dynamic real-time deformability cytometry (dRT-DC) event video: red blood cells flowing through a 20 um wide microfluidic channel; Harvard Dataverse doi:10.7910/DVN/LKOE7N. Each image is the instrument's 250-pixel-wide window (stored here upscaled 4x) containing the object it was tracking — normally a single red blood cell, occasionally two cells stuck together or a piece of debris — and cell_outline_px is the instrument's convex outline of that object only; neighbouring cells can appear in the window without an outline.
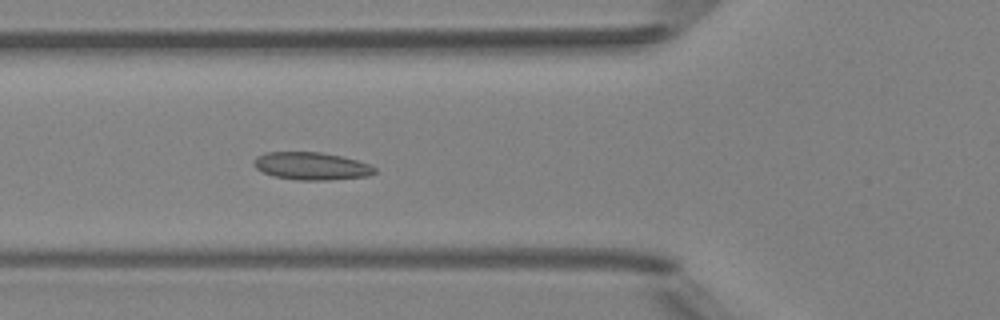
{"species": "Egyptian fruit bat (a non-hibernating species)", "species_latin": "Rousettus aegyptiacus", "temperature_condition": "room temperature", "stored_images_in_passage": 6, "camera_frame_rate_fps": 3000, "um_per_image_px": 0.085, "animal": {"sex": "female"}, "frame": {"image": 1, "passage_image": 6, "time_ms": 5.667, "image_size_px": [1000, 320], "cell_outline_px": [[376, 172], [368, 176], [328, 180], [296, 180], [272, 176], [256, 168], [252, 164], [252, 160], [256, 156], [264, 152], [320, 152], [340, 156], [356, 160], [368, 164], [376, 168]], "centroid_in_image_um": [26.42, 14.11], "position_along_channel_um": 99.4, "area_um2": 19.54}}